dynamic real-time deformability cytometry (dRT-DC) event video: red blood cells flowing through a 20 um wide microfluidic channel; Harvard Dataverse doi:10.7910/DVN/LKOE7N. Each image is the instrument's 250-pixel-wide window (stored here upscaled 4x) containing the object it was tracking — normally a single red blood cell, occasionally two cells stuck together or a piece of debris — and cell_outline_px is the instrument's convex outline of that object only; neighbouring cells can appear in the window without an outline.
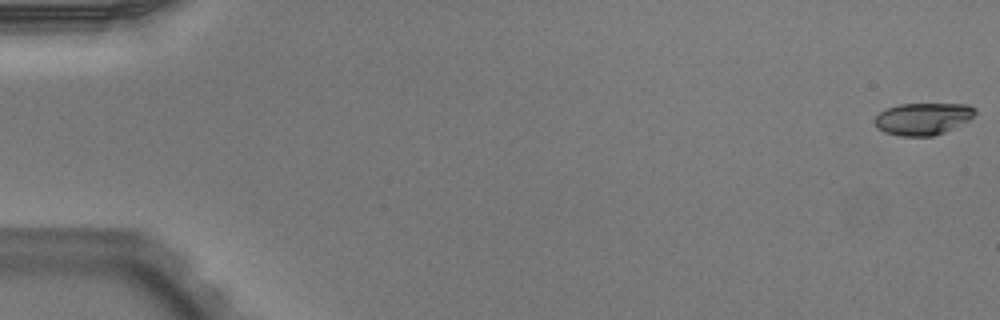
{"species": "Egyptian fruit bat (a non-hibernating species)", "species_latin": "Rousettus aegyptiacus", "temperature_condition": "warm", "stored_images_in_passage": 52, "camera_frame_rate_fps": 3000, "um_per_image_px": 0.085, "animal": {"sex": "male"}, "frame": {"image": 1, "passage_image": 1, "time_ms": 0.0, "image_size_px": [1000, 320], "cell_outline_px": [[976, 112], [968, 120], [944, 132], [932, 136], [900, 136], [884, 132], [876, 128], [872, 120], [880, 112], [888, 108], [900, 104], [968, 104], [976, 108]], "centroid_in_image_um": [78.4, 10.1], "position_along_channel_um": 6.6, "area_um2": 18.73}}
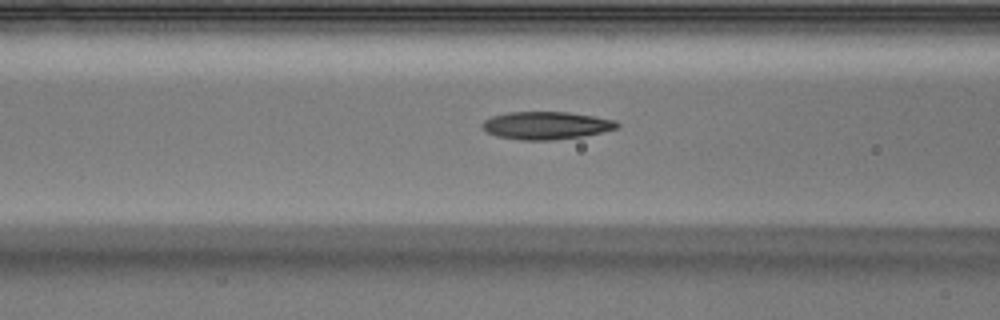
{"frame": {"image": 2, "passage_image": 22, "time_ms": 7.0, "image_size_px": [1000, 320], "cell_outline_px": [[620, 124], [616, 128], [584, 136], [552, 140], [524, 140], [496, 136], [488, 132], [480, 124], [484, 120], [492, 116], [508, 112], [568, 112], [616, 120]], "centroid_in_image_um": [46.41, 10.66], "position_along_channel_um": 120.2, "area_um2": 21.62}}
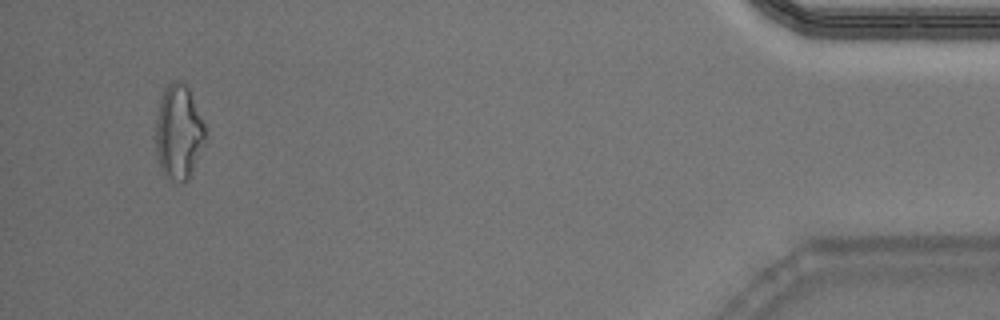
{"frame": {"image": 3, "passage_image": 50, "time_ms": 16.333, "image_size_px": [1000, 320], "cell_outline_px": [[204, 144], [192, 172], [188, 180], [184, 184], [172, 180], [164, 176], [160, 168], [156, 156], [156, 116], [160, 100], [164, 88], [172, 80], [180, 80], [188, 88], [204, 124]], "centroid_in_image_um": [15.15, 11.27], "position_along_channel_um": 420.0, "area_um2": 27.34}, "authors_computed_cell_mechanics": {"area_um2": 21.0681, "velocity_mm_per_s": 3.9587, "shape_relaxation_time_tau1_ms": null, "shape_relaxation_time_tau2_ms": 3.3753, "deformation_change_tau1": null, "deformation_change_tau2": 0.1245}}